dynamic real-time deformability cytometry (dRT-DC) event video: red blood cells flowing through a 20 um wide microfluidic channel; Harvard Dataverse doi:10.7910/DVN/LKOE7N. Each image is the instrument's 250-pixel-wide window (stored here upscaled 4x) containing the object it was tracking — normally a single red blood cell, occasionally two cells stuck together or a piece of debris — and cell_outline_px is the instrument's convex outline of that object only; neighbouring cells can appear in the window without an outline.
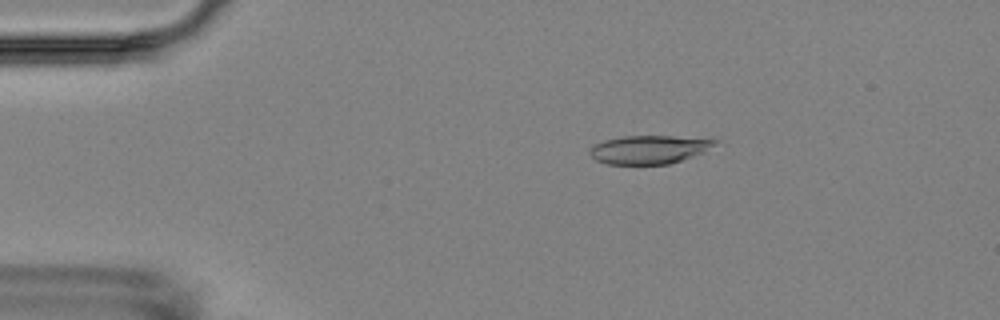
{"species": "Egyptian fruit bat (a non-hibernating species)", "species_latin": "Rousettus aegyptiacus", "temperature_condition": "room temperature", "stored_images_in_passage": 4, "camera_frame_rate_fps": 3000, "um_per_image_px": 0.085, "animal": {"sex": "female"}, "frame": {"image": 1, "passage_image": 3, "time_ms": 3.0, "image_size_px": [1000, 320], "cell_outline_px": [[720, 140], [716, 144], [704, 152], [668, 164], [604, 164], [596, 160], [588, 152], [596, 144], [604, 140], [624, 136], [672, 136]], "centroid_in_image_um": [55.16, 12.71], "position_along_channel_um": 29.8, "area_um2": 20.52}}